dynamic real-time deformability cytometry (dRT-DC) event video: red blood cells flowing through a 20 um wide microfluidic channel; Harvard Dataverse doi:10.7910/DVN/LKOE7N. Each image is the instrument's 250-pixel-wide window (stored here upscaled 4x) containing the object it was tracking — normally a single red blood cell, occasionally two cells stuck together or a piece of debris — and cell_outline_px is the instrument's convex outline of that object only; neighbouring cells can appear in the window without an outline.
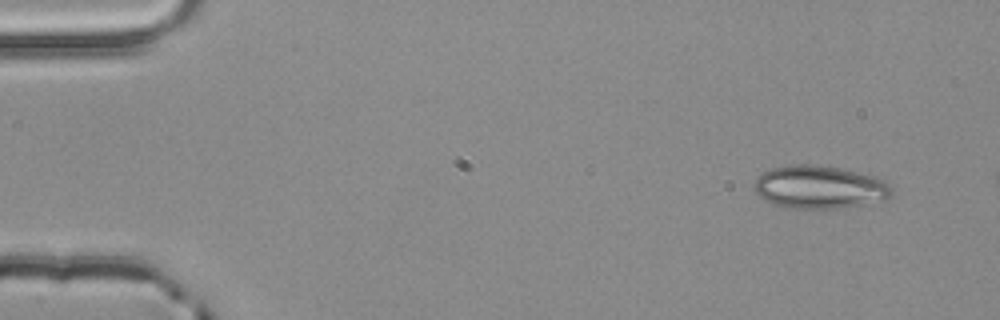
{"species": "common noctule bat (a hibernating species)", "species_latin": "Nyctalus noctula", "temperature_condition": "room temperature", "stored_images_in_passage": 3, "camera_frame_rate_fps": 3000, "um_per_image_px": 0.085, "animal": {"sex": "male", "body_mass_g": 20.4}, "frame": {"image": 1, "passage_image": 1, "time_ms": 0.0, "image_size_px": [1000, 320], "cell_outline_px": [[892, 192], [888, 200], [836, 208], [784, 208], [760, 196], [752, 188], [756, 180], [764, 172], [772, 168], [788, 164], [804, 164], [836, 168], [876, 176], [884, 180], [892, 188]], "centroid_in_image_um": [69.67, 15.91], "position_along_channel_um": 15.3, "area_um2": 34.1}}